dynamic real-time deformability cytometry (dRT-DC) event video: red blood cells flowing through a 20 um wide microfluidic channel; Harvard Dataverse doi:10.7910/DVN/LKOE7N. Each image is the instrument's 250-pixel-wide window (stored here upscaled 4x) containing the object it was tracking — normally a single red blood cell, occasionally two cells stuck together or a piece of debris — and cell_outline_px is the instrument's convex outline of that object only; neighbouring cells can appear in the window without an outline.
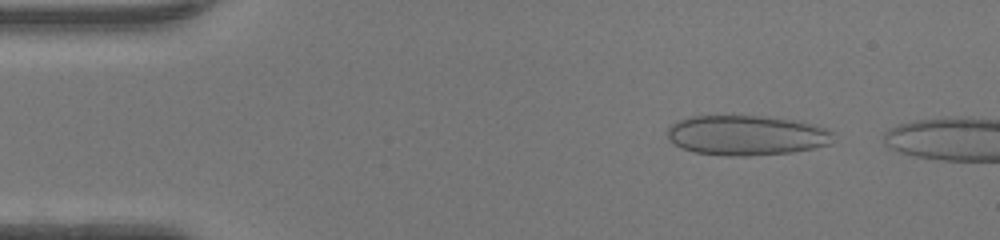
{"species": "human", "species_latin": "Homo sapiens", "temperature_condition": "warm", "stored_images_in_passage": 42, "camera_frame_rate_fps": 3000, "um_per_image_px": 0.085, "donor": {"sex": "female"}, "frame": {"image": 1, "passage_image": 4, "time_ms": 1.0, "image_size_px": [1000, 240], "cell_outline_px": [[832, 144], [792, 152], [744, 156], [732, 156], [696, 152], [684, 148], [676, 144], [668, 136], [668, 128], [676, 120], [692, 116], [764, 116], [800, 120], [824, 128], [832, 132]], "centroid_in_image_um": [63.48, 11.49], "position_along_channel_um": 21.5, "area_um2": 38.44}}
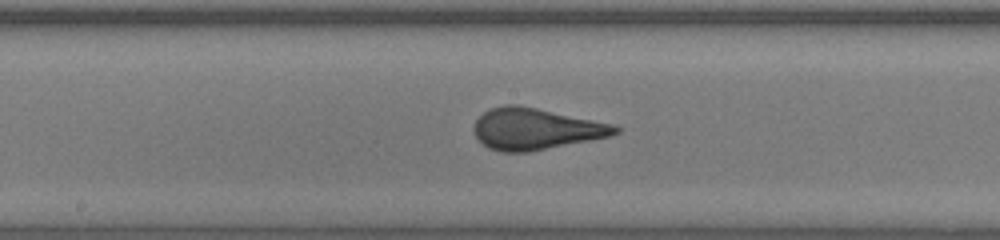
{"frame": {"image": 2, "passage_image": 22, "time_ms": 7.0, "image_size_px": [1000, 240], "cell_outline_px": [[620, 132], [612, 136], [528, 152], [500, 152], [488, 148], [476, 136], [472, 128], [476, 120], [484, 112], [492, 108], [504, 104], [516, 104], [616, 124], [620, 128]], "centroid_in_image_um": [45.55, 10.96], "position_along_channel_um": 202.6, "area_um2": 34.16}}
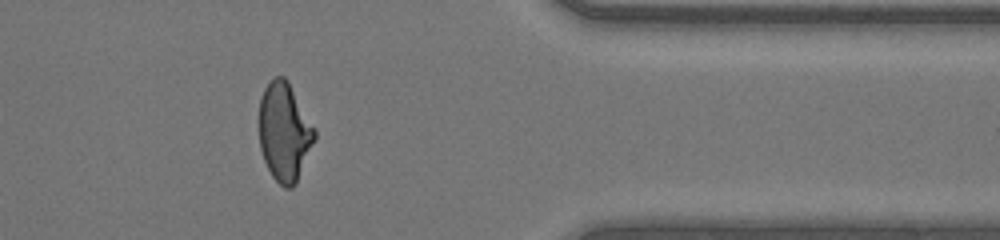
{"frame": {"image": 3, "passage_image": 36, "time_ms": 11.667, "image_size_px": [1000, 240], "cell_outline_px": [[316, 140], [296, 184], [292, 188], [284, 188], [272, 176], [264, 160], [260, 148], [260, 96], [264, 88], [276, 76], [284, 76], [288, 80], [316, 132]], "centroid_in_image_um": [24.19, 11.24], "position_along_channel_um": 387.2, "area_um2": 31.73}}